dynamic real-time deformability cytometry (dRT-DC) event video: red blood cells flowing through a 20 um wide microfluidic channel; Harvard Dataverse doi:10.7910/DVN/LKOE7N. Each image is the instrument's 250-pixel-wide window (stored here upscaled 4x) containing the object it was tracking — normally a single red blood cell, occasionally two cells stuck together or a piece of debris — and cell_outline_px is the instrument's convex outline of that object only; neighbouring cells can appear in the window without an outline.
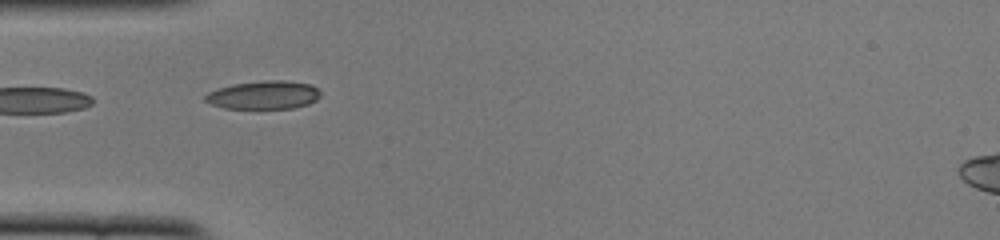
{"species": "common noctule bat (a hibernating species)", "species_latin": "Nyctalus noctula", "temperature_condition": "cold", "stored_images_in_passage": 33, "camera_frame_rate_fps": 3000, "um_per_image_px": 0.085, "animal": {"sex": "female", "body_mass_g": 22.0, "forearm_length_mm": 56.7}, "frame": {"image": 1, "passage_image": 1, "time_ms": 0.0, "image_size_px": [1000, 240], "cell_outline_px": [[320, 96], [316, 100], [308, 104], [292, 108], [224, 108], [212, 104], [204, 100], [204, 96], [208, 92], [232, 84], [264, 80], [284, 80], [312, 84], [320, 92]], "centroid_in_image_um": [22.43, 8.06], "position_along_channel_um": 62.6, "area_um2": 18.96}}
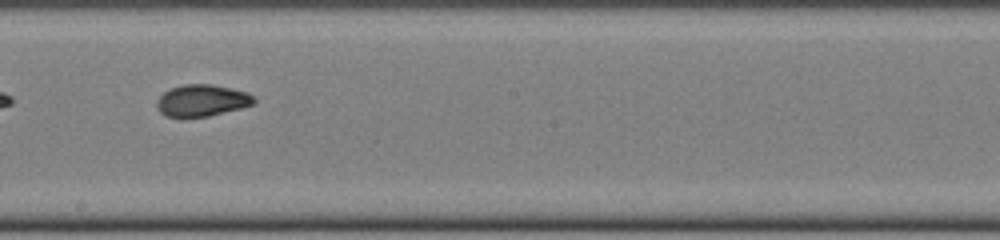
{"frame": {"image": 2, "passage_image": 14, "time_ms": 4.333, "image_size_px": [1000, 240], "cell_outline_px": [[256, 104], [208, 116], [164, 116], [156, 108], [156, 100], [164, 92], [172, 88], [184, 84], [212, 84], [248, 92], [256, 100]], "centroid_in_image_um": [17.17, 8.53], "position_along_channel_um": 231.0, "area_um2": 17.86}}
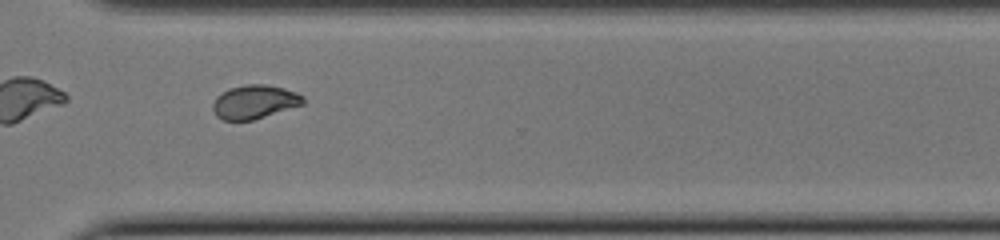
{"frame": {"image": 3, "passage_image": 23, "time_ms": 7.333, "image_size_px": [1000, 240], "cell_outline_px": [[304, 104], [252, 120], [224, 120], [216, 116], [212, 108], [212, 104], [216, 96], [228, 88], [248, 84], [264, 84], [284, 88], [296, 92], [304, 96]], "centroid_in_image_um": [21.62, 8.65], "position_along_channel_um": 349.0, "area_um2": 17.74}, "authors_computed_cell_mechanics": {"area_um2": 18.2648, "velocity_mm_per_s": 3.9088, "shape_relaxation_time_tau1_ms": 3.9666, "shape_relaxation_time_tau2_ms": 1.5912, "deformation_change_tau1": 0.1697, "deformation_change_tau2": 0.0562}}